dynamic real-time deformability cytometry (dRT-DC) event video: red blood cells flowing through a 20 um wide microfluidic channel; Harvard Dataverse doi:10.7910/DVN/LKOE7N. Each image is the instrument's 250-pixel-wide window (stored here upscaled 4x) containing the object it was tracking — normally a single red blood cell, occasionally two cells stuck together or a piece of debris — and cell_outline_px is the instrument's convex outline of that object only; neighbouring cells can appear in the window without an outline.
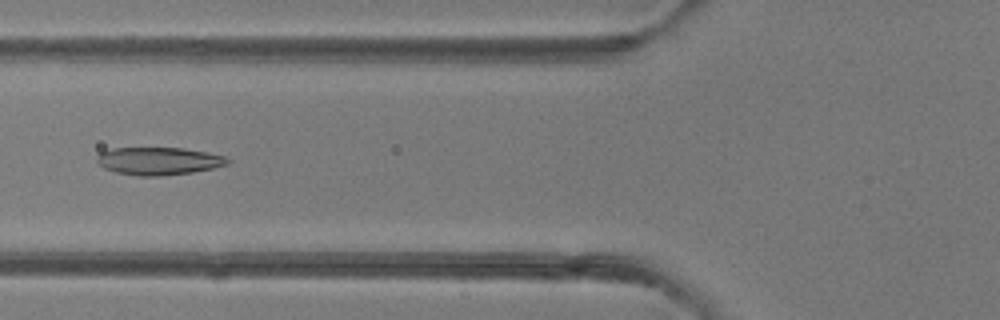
{"species": "common noctule bat (a hibernating species)", "species_latin": "Nyctalus noctula", "temperature_condition": "room temperature", "stored_images_in_passage": 48, "camera_frame_rate_fps": 3000, "um_per_image_px": 0.085, "animal": {"sex": "female"}, "frame": {"image": 1, "passage_image": 19, "time_ms": 6.0, "image_size_px": [1000, 320], "cell_outline_px": [[232, 160], [228, 164], [212, 168], [192, 172], [160, 176], [136, 176], [116, 172], [104, 168], [96, 160], [100, 152], [112, 148], [184, 148], [208, 152], [224, 156]], "centroid_in_image_um": [13.5, 13.68], "position_along_channel_um": 112.3, "area_um2": 21.1}}
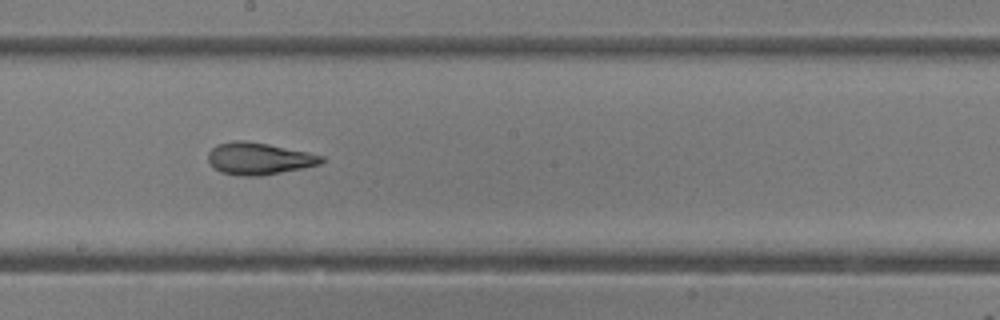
{"frame": {"image": 2, "passage_image": 27, "time_ms": 8.667, "image_size_px": [1000, 320], "cell_outline_px": [[324, 160], [320, 164], [304, 168], [260, 176], [240, 176], [220, 172], [208, 160], [208, 152], [216, 144], [232, 140], [244, 140], [268, 144], [308, 152], [324, 156]], "centroid_in_image_um": [22.0, 13.47], "position_along_channel_um": 226.2, "area_um2": 21.21}}
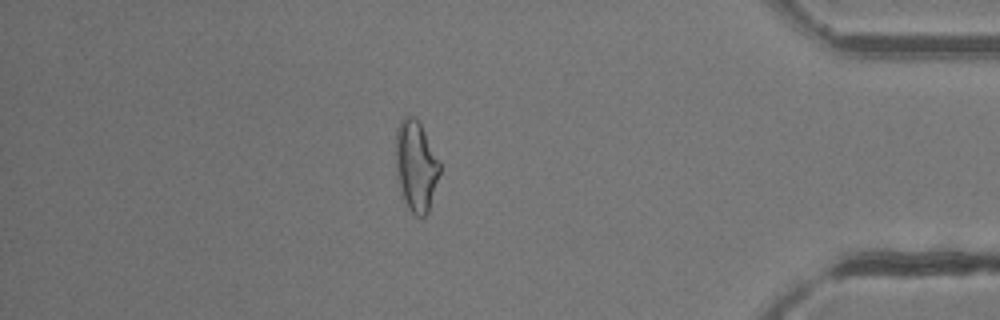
{"frame": {"image": 3, "passage_image": 42, "time_ms": 13.667, "image_size_px": [1000, 320], "cell_outline_px": [[440, 172], [428, 212], [424, 216], [416, 216], [408, 208], [404, 200], [396, 176], [396, 128], [400, 120], [404, 116], [412, 116], [420, 120], [440, 160]], "centroid_in_image_um": [35.36, 14.05], "position_along_channel_um": 399.8, "area_um2": 23.58}, "authors_computed_cell_mechanics": {"area_um2": 22.7443, "velocity_mm_per_s": 4.2599, "shape_relaxation_time_tau1_ms": 8.8488, "shape_relaxation_time_tau2_ms": 2.3801, "deformation_change_tau1": 0.2337, "deformation_change_tau2": 0.0942}}